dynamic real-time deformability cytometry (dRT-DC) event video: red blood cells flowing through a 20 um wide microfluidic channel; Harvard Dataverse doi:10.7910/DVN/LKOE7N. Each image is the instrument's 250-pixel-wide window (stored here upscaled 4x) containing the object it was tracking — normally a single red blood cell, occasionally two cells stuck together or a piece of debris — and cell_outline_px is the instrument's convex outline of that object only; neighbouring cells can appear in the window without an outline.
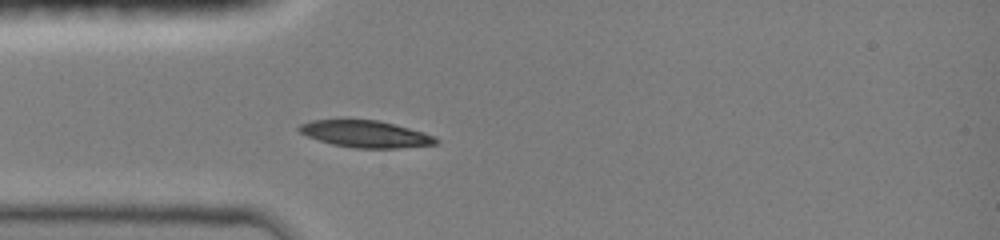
{"species": "common noctule bat (a hibernating species)", "species_latin": "Nyctalus noctula", "temperature_condition": "room temperature", "stored_images_in_passage": 1, "camera_frame_rate_fps": 3000, "um_per_image_px": 0.085, "animal": {"sex": "female", "body_mass_g": 19.0, "forearm_length_mm": 51.5}, "frame": {"image": 1, "passage_image": 1, "time_ms": 0.0, "image_size_px": [1000, 240], "cell_outline_px": [[440, 140], [436, 144], [396, 148], [352, 148], [332, 144], [308, 136], [300, 132], [296, 128], [300, 124], [312, 120], [340, 116], [380, 120], [424, 132], [436, 136]], "centroid_in_image_um": [31.02, 11.33], "position_along_channel_um": 54.0, "area_um2": 22.37}}